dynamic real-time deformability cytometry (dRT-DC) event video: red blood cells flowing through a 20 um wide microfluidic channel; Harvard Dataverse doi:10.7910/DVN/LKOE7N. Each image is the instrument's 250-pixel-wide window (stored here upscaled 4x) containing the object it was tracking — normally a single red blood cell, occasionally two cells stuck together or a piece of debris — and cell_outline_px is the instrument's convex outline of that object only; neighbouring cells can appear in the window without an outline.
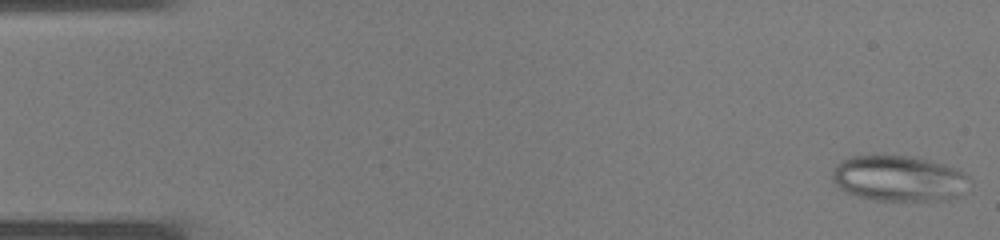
{"species": "common noctule bat (a hibernating species)", "species_latin": "Nyctalus noctula", "temperature_condition": "warm", "stored_images_in_passage": 37, "camera_frame_rate_fps": 3000, "um_per_image_px": 0.085, "animal": {"sex": "male", "body_mass_g": 19.0, "forearm_length_mm": 50.8}, "frame": {"image": 1, "passage_image": 1, "time_ms": 0.0, "image_size_px": [1000, 240], "cell_outline_px": [[972, 180], [956, 196], [948, 200], [876, 200], [856, 196], [844, 192], [832, 180], [832, 172], [836, 164], [840, 160], [852, 156], [912, 156], [956, 168], [968, 176]], "centroid_in_image_um": [76.36, 15.17], "position_along_channel_um": 8.6, "area_um2": 36.36}}
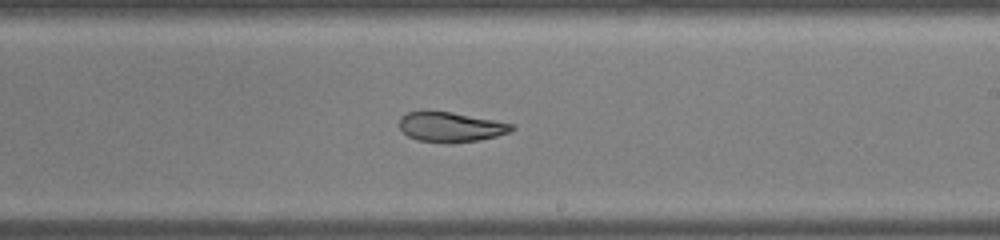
{"frame": {"image": 2, "passage_image": 22, "time_ms": 7.0, "image_size_px": [1000, 240], "cell_outline_px": [[516, 128], [508, 132], [496, 136], [476, 140], [416, 140], [408, 136], [400, 128], [400, 116], [408, 112], [452, 112], [496, 120], [516, 124]], "centroid_in_image_um": [38.35, 10.75], "position_along_channel_um": 250.6, "area_um2": 18.67}}
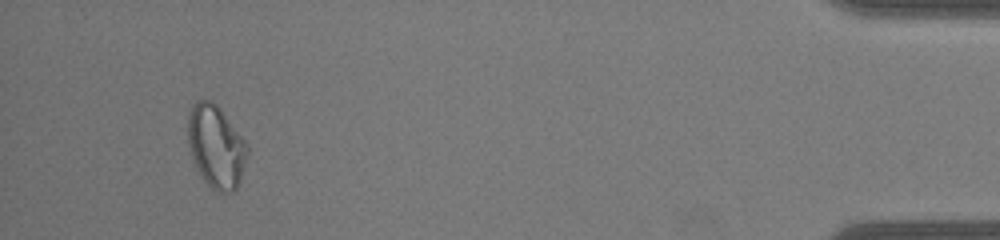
{"frame": {"image": 3, "passage_image": 35, "time_ms": 11.333, "image_size_px": [1000, 240], "cell_outline_px": [[248, 152], [240, 180], [236, 188], [232, 192], [216, 192], [204, 180], [196, 168], [188, 144], [188, 112], [192, 104], [196, 100], [212, 100], [220, 108], [248, 144]], "centroid_in_image_um": [18.35, 12.43], "position_along_channel_um": 416.8, "area_um2": 28.67}}